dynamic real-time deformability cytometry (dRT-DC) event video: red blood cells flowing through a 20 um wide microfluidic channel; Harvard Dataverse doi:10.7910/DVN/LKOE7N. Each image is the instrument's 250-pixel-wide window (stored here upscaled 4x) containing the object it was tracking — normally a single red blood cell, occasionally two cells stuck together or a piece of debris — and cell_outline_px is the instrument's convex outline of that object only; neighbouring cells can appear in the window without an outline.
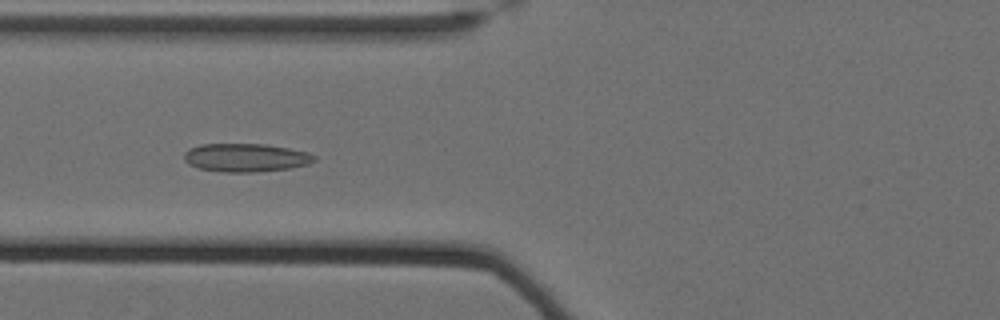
{"species": "Egyptian fruit bat (a non-hibernating species)", "species_latin": "Rousettus aegyptiacus", "temperature_condition": "cold", "stored_images_in_passage": 62, "camera_frame_rate_fps": 3000, "um_per_image_px": 0.085, "animal": {"sex": "female"}, "frame": {"image": 1, "passage_image": 28, "time_ms": 9.0, "image_size_px": [1000, 320], "cell_outline_px": [[316, 160], [308, 164], [288, 168], [256, 172], [224, 172], [200, 168], [188, 164], [184, 160], [184, 152], [188, 148], [200, 144], [264, 144], [288, 148], [308, 152], [316, 156]], "centroid_in_image_um": [20.87, 13.39], "position_along_channel_um": 104.9, "area_um2": 21.5}}
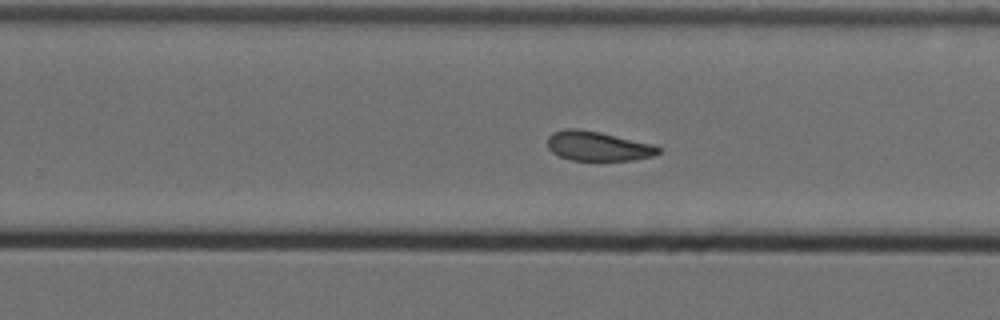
{"frame": {"image": 2, "passage_image": 43, "time_ms": 14.0, "image_size_px": [1000, 320], "cell_outline_px": [[660, 152], [652, 156], [632, 160], [572, 160], [560, 156], [552, 152], [548, 148], [548, 136], [552, 132], [564, 128], [580, 128], [600, 132], [652, 144], [660, 148]], "centroid_in_image_um": [50.78, 12.4], "position_along_channel_um": 279.0, "area_um2": 19.02}}
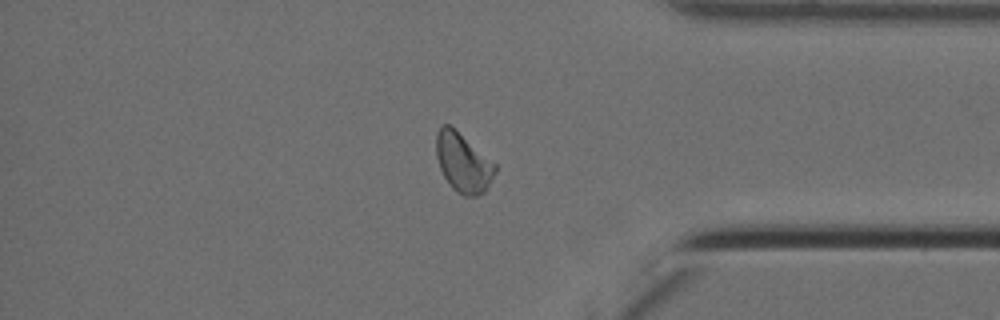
{"frame": {"image": 3, "passage_image": 54, "time_ms": 17.667, "image_size_px": [1000, 320], "cell_outline_px": [[496, 172], [484, 192], [476, 196], [464, 196], [456, 192], [452, 188], [444, 176], [440, 168], [436, 156], [436, 132], [440, 124], [448, 124], [496, 164]], "centroid_in_image_um": [39.34, 13.83], "position_along_channel_um": 395.9, "area_um2": 20.06}, "authors_computed_cell_mechanics": {"area_um2": 20.2878, "velocity_mm_per_s": 3.4655, "shape_relaxation_time_tau1_ms": null, "shape_relaxation_time_tau2_ms": 3.1014, "deformation_change_tau1": null, "deformation_change_tau2": 0.0908}}